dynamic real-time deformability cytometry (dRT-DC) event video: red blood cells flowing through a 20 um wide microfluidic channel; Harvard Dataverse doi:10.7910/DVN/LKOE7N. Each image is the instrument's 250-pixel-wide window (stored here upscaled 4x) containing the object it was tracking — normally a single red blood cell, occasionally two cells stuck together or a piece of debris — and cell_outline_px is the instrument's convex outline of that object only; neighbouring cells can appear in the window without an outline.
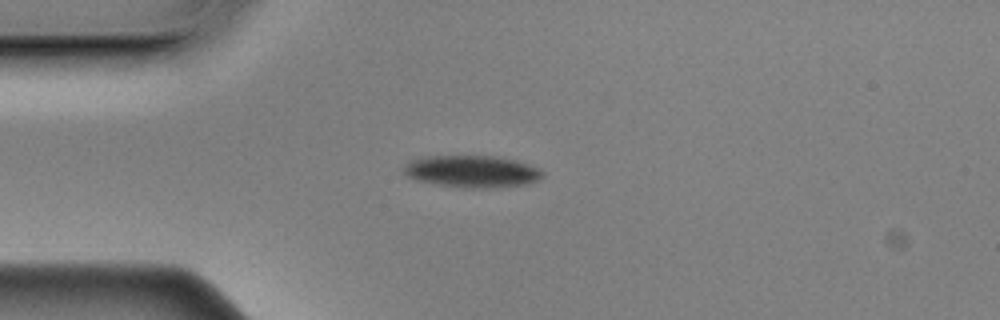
{"species": "Egyptian fruit bat (a non-hibernating species)", "species_latin": "Rousettus aegyptiacus", "temperature_condition": "cold", "stored_images_in_passage": 45, "camera_frame_rate_fps": 3000, "um_per_image_px": 0.085, "animal": {"sex": "male"}, "frame": {"image": 1, "passage_image": 2, "time_ms": 0.333, "image_size_px": [1000, 320], "cell_outline_px": [[544, 176], [536, 180], [524, 184], [476, 188], [468, 188], [440, 184], [416, 180], [408, 176], [404, 172], [404, 168], [412, 160], [428, 156], [492, 156], [512, 160], [528, 164], [540, 168], [544, 172]], "centroid_in_image_um": [40.13, 14.56], "position_along_channel_um": 44.9, "area_um2": 25.2}}
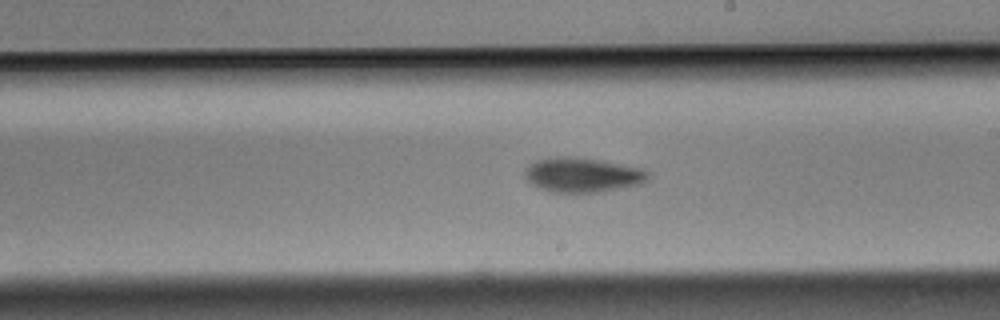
{"frame": {"image": 2, "passage_image": 20, "time_ms": 6.333, "image_size_px": [1000, 320], "cell_outline_px": [[652, 176], [648, 180], [640, 184], [600, 192], [548, 192], [532, 184], [524, 176], [524, 172], [536, 160], [552, 156], [576, 156], [604, 160], [644, 168]], "centroid_in_image_um": [49.56, 14.85], "position_along_channel_um": 239.4, "area_um2": 25.26}}
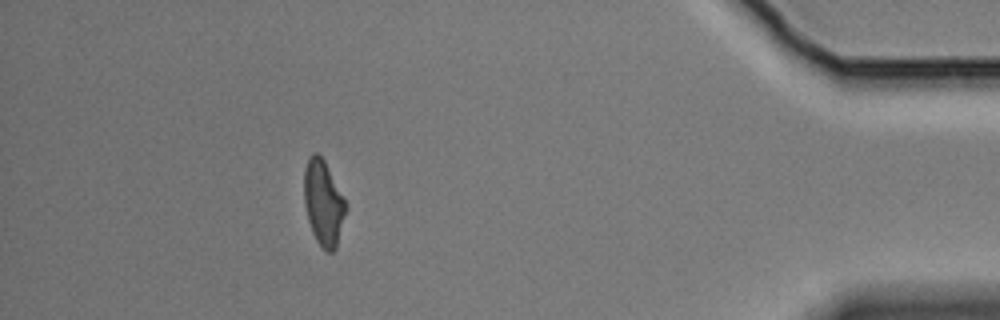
{"frame": {"image": 3, "passage_image": 39, "time_ms": 12.667, "image_size_px": [1000, 320], "cell_outline_px": [[344, 212], [336, 248], [332, 252], [328, 252], [316, 240], [312, 232], [308, 220], [304, 204], [304, 168], [308, 156], [312, 152], [316, 152], [324, 160], [344, 200]], "centroid_in_image_um": [27.42, 17.2], "position_along_channel_um": 407.8, "area_um2": 20.06}, "authors_computed_cell_mechanics": {"area_um2": 22.831, "velocity_mm_per_s": 3.4998, "shape_relaxation_time_tau1_ms": 2.1219, "shape_relaxation_time_tau2_ms": null, "deformation_change_tau1": 0.1006, "deformation_change_tau2": null}}